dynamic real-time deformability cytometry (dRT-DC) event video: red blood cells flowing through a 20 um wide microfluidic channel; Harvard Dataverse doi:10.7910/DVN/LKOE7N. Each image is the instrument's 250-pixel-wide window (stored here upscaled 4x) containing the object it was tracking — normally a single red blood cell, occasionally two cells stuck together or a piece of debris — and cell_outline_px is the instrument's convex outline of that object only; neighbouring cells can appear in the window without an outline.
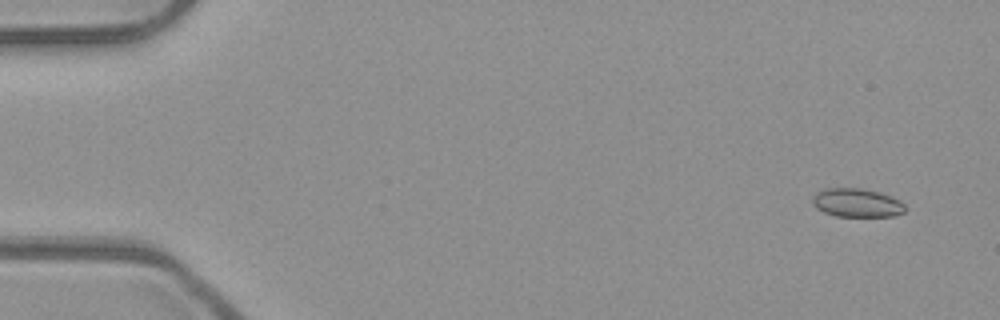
{"species": "common noctule bat (a hibernating species)", "species_latin": "Nyctalus noctula", "temperature_condition": "room temperature", "stored_images_in_passage": 6, "camera_frame_rate_fps": 3000, "um_per_image_px": 0.085, "animal": {"sex": "male", "body_mass_g": 23.1, "forearm_length_mm": 52.7}, "frame": {"image": 1, "passage_image": 2, "time_ms": 0.333, "image_size_px": [1000, 320], "cell_outline_px": [[904, 212], [896, 216], [836, 216], [824, 212], [816, 208], [812, 204], [812, 196], [816, 192], [824, 188], [860, 188], [880, 192], [892, 196], [900, 200], [904, 204]], "centroid_in_image_um": [72.82, 17.23], "position_along_channel_um": 12.2, "area_um2": 15.61}}